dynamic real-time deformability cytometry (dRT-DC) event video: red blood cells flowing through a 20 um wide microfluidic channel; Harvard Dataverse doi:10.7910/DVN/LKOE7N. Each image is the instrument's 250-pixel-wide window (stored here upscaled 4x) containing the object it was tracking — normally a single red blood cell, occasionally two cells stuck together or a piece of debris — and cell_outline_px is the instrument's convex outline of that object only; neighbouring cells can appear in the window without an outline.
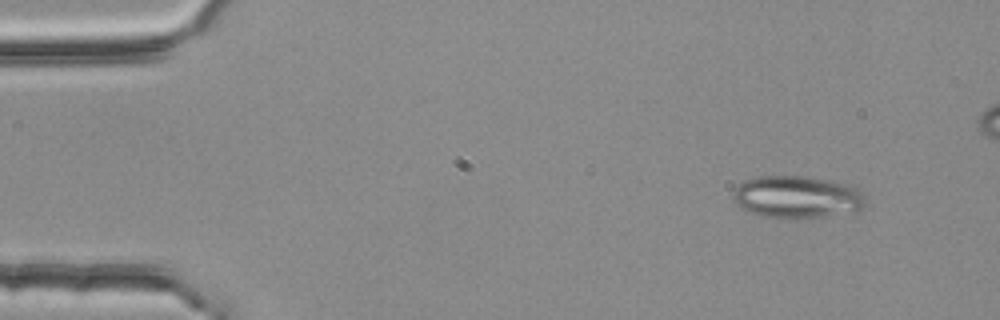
{"species": "common noctule bat (a hibernating species)", "species_latin": "Nyctalus noctula", "temperature_condition": "room temperature", "stored_images_in_passage": 4, "camera_frame_rate_fps": 3000, "um_per_image_px": 0.085, "animal": {"sex": "female", "body_mass_g": 25.1}, "frame": {"image": 1, "passage_image": 1, "time_ms": 0.0, "image_size_px": [1000, 320], "cell_outline_px": [[864, 204], [860, 208], [824, 216], [764, 216], [752, 212], [736, 204], [732, 200], [732, 196], [736, 188], [744, 180], [760, 176], [804, 176], [832, 180], [856, 188], [864, 196]], "centroid_in_image_um": [67.69, 16.69], "position_along_channel_um": 17.3, "area_um2": 31.44}}